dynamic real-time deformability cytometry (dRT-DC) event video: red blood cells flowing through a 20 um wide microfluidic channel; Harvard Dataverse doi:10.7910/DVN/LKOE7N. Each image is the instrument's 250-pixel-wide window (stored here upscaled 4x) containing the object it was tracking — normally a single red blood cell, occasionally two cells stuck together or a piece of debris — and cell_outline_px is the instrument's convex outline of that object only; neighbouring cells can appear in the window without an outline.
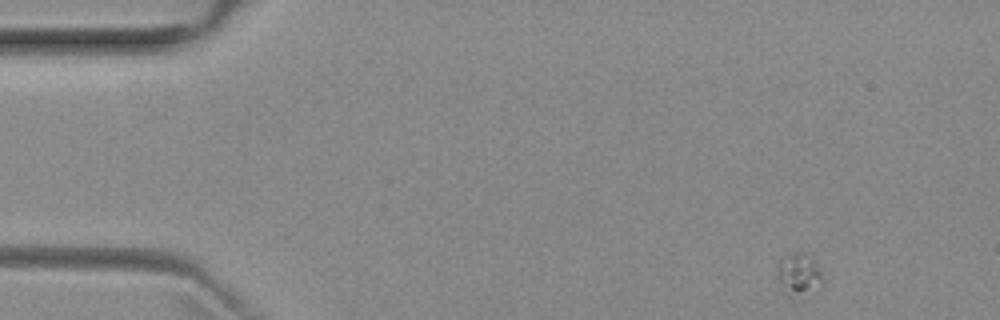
{"species": "common noctule bat (a hibernating species)", "species_latin": "Nyctalus noctula", "temperature_condition": "room temperature", "stored_images_in_passage": 46, "camera_frame_rate_fps": 3000, "um_per_image_px": 0.085, "animal": {"sex": "female", "body_mass_g": 29.2, "forearm_length_mm": 56.3}, "frame": {"image": 1, "passage_image": 1, "time_ms": 0.0, "image_size_px": [1000, 320], "cell_outline_px": [[824, 280], [820, 288], [792, 300], [788, 296], [776, 276], [776, 268], [780, 260], [784, 256], [796, 252], [808, 252], [812, 256], [824, 276]], "centroid_in_image_um": [67.93, 23.33], "position_along_channel_um": 17.1, "area_um2": 11.73}}